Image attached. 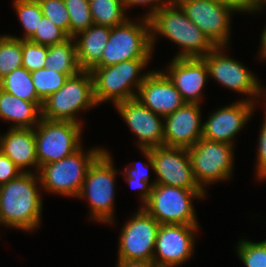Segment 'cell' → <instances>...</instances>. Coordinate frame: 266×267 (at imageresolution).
I'll list each match as a JSON object with an SVG mask.
<instances>
[{
	"instance_id": "obj_1",
	"label": "cell",
	"mask_w": 266,
	"mask_h": 267,
	"mask_svg": "<svg viewBox=\"0 0 266 267\" xmlns=\"http://www.w3.org/2000/svg\"><path fill=\"white\" fill-rule=\"evenodd\" d=\"M39 184L34 170L0 186V225L28 232L39 227L43 211Z\"/></svg>"
},
{
	"instance_id": "obj_2",
	"label": "cell",
	"mask_w": 266,
	"mask_h": 267,
	"mask_svg": "<svg viewBox=\"0 0 266 267\" xmlns=\"http://www.w3.org/2000/svg\"><path fill=\"white\" fill-rule=\"evenodd\" d=\"M148 21L152 51L158 34L180 46L174 58H203L216 47L176 3L154 12Z\"/></svg>"
},
{
	"instance_id": "obj_3",
	"label": "cell",
	"mask_w": 266,
	"mask_h": 267,
	"mask_svg": "<svg viewBox=\"0 0 266 267\" xmlns=\"http://www.w3.org/2000/svg\"><path fill=\"white\" fill-rule=\"evenodd\" d=\"M149 60L151 59H132L111 66L93 67L90 72L97 105L109 100L115 105L136 98L140 85L150 72L140 73Z\"/></svg>"
},
{
	"instance_id": "obj_4",
	"label": "cell",
	"mask_w": 266,
	"mask_h": 267,
	"mask_svg": "<svg viewBox=\"0 0 266 267\" xmlns=\"http://www.w3.org/2000/svg\"><path fill=\"white\" fill-rule=\"evenodd\" d=\"M112 154L105 149L88 167L78 198L87 199L89 218L110 225L114 223L116 168Z\"/></svg>"
},
{
	"instance_id": "obj_5",
	"label": "cell",
	"mask_w": 266,
	"mask_h": 267,
	"mask_svg": "<svg viewBox=\"0 0 266 267\" xmlns=\"http://www.w3.org/2000/svg\"><path fill=\"white\" fill-rule=\"evenodd\" d=\"M81 146L77 151L53 163L42 165L39 168L40 188L49 193L61 196L78 197L88 167L105 150L95 147L85 153Z\"/></svg>"
},
{
	"instance_id": "obj_6",
	"label": "cell",
	"mask_w": 266,
	"mask_h": 267,
	"mask_svg": "<svg viewBox=\"0 0 266 267\" xmlns=\"http://www.w3.org/2000/svg\"><path fill=\"white\" fill-rule=\"evenodd\" d=\"M97 107L94 97L93 78L90 70H81L70 76L65 84L42 103L41 115L47 120L78 121L77 114L82 110Z\"/></svg>"
},
{
	"instance_id": "obj_7",
	"label": "cell",
	"mask_w": 266,
	"mask_h": 267,
	"mask_svg": "<svg viewBox=\"0 0 266 267\" xmlns=\"http://www.w3.org/2000/svg\"><path fill=\"white\" fill-rule=\"evenodd\" d=\"M206 193L202 189L155 184L143 208L160 224L199 225L193 200L203 199Z\"/></svg>"
},
{
	"instance_id": "obj_8",
	"label": "cell",
	"mask_w": 266,
	"mask_h": 267,
	"mask_svg": "<svg viewBox=\"0 0 266 267\" xmlns=\"http://www.w3.org/2000/svg\"><path fill=\"white\" fill-rule=\"evenodd\" d=\"M141 21L128 19L111 28L101 60L94 67H106L132 59H151L150 24L147 18Z\"/></svg>"
},
{
	"instance_id": "obj_9",
	"label": "cell",
	"mask_w": 266,
	"mask_h": 267,
	"mask_svg": "<svg viewBox=\"0 0 266 267\" xmlns=\"http://www.w3.org/2000/svg\"><path fill=\"white\" fill-rule=\"evenodd\" d=\"M82 130L80 123L41 118L34 128L38 171L42 165L59 161L83 146Z\"/></svg>"
},
{
	"instance_id": "obj_10",
	"label": "cell",
	"mask_w": 266,
	"mask_h": 267,
	"mask_svg": "<svg viewBox=\"0 0 266 267\" xmlns=\"http://www.w3.org/2000/svg\"><path fill=\"white\" fill-rule=\"evenodd\" d=\"M234 145L201 138L188 149L194 178L205 191V185L232 177Z\"/></svg>"
},
{
	"instance_id": "obj_11",
	"label": "cell",
	"mask_w": 266,
	"mask_h": 267,
	"mask_svg": "<svg viewBox=\"0 0 266 267\" xmlns=\"http://www.w3.org/2000/svg\"><path fill=\"white\" fill-rule=\"evenodd\" d=\"M228 46H216L202 59L206 62L209 77L228 89L247 95L245 100L257 101L260 94L266 101V90L261 87L258 79L240 61L231 58L228 54H223ZM264 93V94H263Z\"/></svg>"
},
{
	"instance_id": "obj_12",
	"label": "cell",
	"mask_w": 266,
	"mask_h": 267,
	"mask_svg": "<svg viewBox=\"0 0 266 267\" xmlns=\"http://www.w3.org/2000/svg\"><path fill=\"white\" fill-rule=\"evenodd\" d=\"M175 3L215 46L230 45L233 8L216 0H176Z\"/></svg>"
},
{
	"instance_id": "obj_13",
	"label": "cell",
	"mask_w": 266,
	"mask_h": 267,
	"mask_svg": "<svg viewBox=\"0 0 266 267\" xmlns=\"http://www.w3.org/2000/svg\"><path fill=\"white\" fill-rule=\"evenodd\" d=\"M138 209L120 231L117 259L153 261L160 223L143 207Z\"/></svg>"
},
{
	"instance_id": "obj_14",
	"label": "cell",
	"mask_w": 266,
	"mask_h": 267,
	"mask_svg": "<svg viewBox=\"0 0 266 267\" xmlns=\"http://www.w3.org/2000/svg\"><path fill=\"white\" fill-rule=\"evenodd\" d=\"M199 225L160 224L153 262L157 267H178L194 253L195 233Z\"/></svg>"
},
{
	"instance_id": "obj_15",
	"label": "cell",
	"mask_w": 266,
	"mask_h": 267,
	"mask_svg": "<svg viewBox=\"0 0 266 267\" xmlns=\"http://www.w3.org/2000/svg\"><path fill=\"white\" fill-rule=\"evenodd\" d=\"M156 173V184L201 189L197 184L191 167L187 148L158 146L150 148Z\"/></svg>"
},
{
	"instance_id": "obj_16",
	"label": "cell",
	"mask_w": 266,
	"mask_h": 267,
	"mask_svg": "<svg viewBox=\"0 0 266 267\" xmlns=\"http://www.w3.org/2000/svg\"><path fill=\"white\" fill-rule=\"evenodd\" d=\"M114 107L132 130V133L138 137L136 144L140 149L164 145L163 117L153 113L137 98L119 102Z\"/></svg>"
},
{
	"instance_id": "obj_17",
	"label": "cell",
	"mask_w": 266,
	"mask_h": 267,
	"mask_svg": "<svg viewBox=\"0 0 266 267\" xmlns=\"http://www.w3.org/2000/svg\"><path fill=\"white\" fill-rule=\"evenodd\" d=\"M255 102L245 99L233 102L211 113L203 123L202 138L235 145L234 137L244 126L254 112Z\"/></svg>"
},
{
	"instance_id": "obj_18",
	"label": "cell",
	"mask_w": 266,
	"mask_h": 267,
	"mask_svg": "<svg viewBox=\"0 0 266 267\" xmlns=\"http://www.w3.org/2000/svg\"><path fill=\"white\" fill-rule=\"evenodd\" d=\"M200 104L185 103L164 117V146L189 149L202 138Z\"/></svg>"
},
{
	"instance_id": "obj_19",
	"label": "cell",
	"mask_w": 266,
	"mask_h": 267,
	"mask_svg": "<svg viewBox=\"0 0 266 267\" xmlns=\"http://www.w3.org/2000/svg\"><path fill=\"white\" fill-rule=\"evenodd\" d=\"M136 98L163 118L186 103L171 80L160 70L148 73L138 89Z\"/></svg>"
},
{
	"instance_id": "obj_20",
	"label": "cell",
	"mask_w": 266,
	"mask_h": 267,
	"mask_svg": "<svg viewBox=\"0 0 266 267\" xmlns=\"http://www.w3.org/2000/svg\"><path fill=\"white\" fill-rule=\"evenodd\" d=\"M164 73L186 103L201 104L204 100L202 90L209 76L202 58H173Z\"/></svg>"
},
{
	"instance_id": "obj_21",
	"label": "cell",
	"mask_w": 266,
	"mask_h": 267,
	"mask_svg": "<svg viewBox=\"0 0 266 267\" xmlns=\"http://www.w3.org/2000/svg\"><path fill=\"white\" fill-rule=\"evenodd\" d=\"M0 136V151L7 156L22 173L32 172L27 168H36L38 158L34 128H11ZM27 169V170H26Z\"/></svg>"
},
{
	"instance_id": "obj_22",
	"label": "cell",
	"mask_w": 266,
	"mask_h": 267,
	"mask_svg": "<svg viewBox=\"0 0 266 267\" xmlns=\"http://www.w3.org/2000/svg\"><path fill=\"white\" fill-rule=\"evenodd\" d=\"M111 27L92 24L74 36L77 59L82 70H91L102 58Z\"/></svg>"
},
{
	"instance_id": "obj_23",
	"label": "cell",
	"mask_w": 266,
	"mask_h": 267,
	"mask_svg": "<svg viewBox=\"0 0 266 267\" xmlns=\"http://www.w3.org/2000/svg\"><path fill=\"white\" fill-rule=\"evenodd\" d=\"M43 102H28L0 89V118L13 123L11 128H35L42 118Z\"/></svg>"
},
{
	"instance_id": "obj_24",
	"label": "cell",
	"mask_w": 266,
	"mask_h": 267,
	"mask_svg": "<svg viewBox=\"0 0 266 267\" xmlns=\"http://www.w3.org/2000/svg\"><path fill=\"white\" fill-rule=\"evenodd\" d=\"M45 67L65 73L69 77L79 73L82 69L78 63L74 38L70 37L62 43L48 46Z\"/></svg>"
},
{
	"instance_id": "obj_25",
	"label": "cell",
	"mask_w": 266,
	"mask_h": 267,
	"mask_svg": "<svg viewBox=\"0 0 266 267\" xmlns=\"http://www.w3.org/2000/svg\"><path fill=\"white\" fill-rule=\"evenodd\" d=\"M0 89L28 102H43L37 95L30 72L20 67L0 80Z\"/></svg>"
},
{
	"instance_id": "obj_26",
	"label": "cell",
	"mask_w": 266,
	"mask_h": 267,
	"mask_svg": "<svg viewBox=\"0 0 266 267\" xmlns=\"http://www.w3.org/2000/svg\"><path fill=\"white\" fill-rule=\"evenodd\" d=\"M93 24L115 27L125 23L126 17L123 0H88Z\"/></svg>"
},
{
	"instance_id": "obj_27",
	"label": "cell",
	"mask_w": 266,
	"mask_h": 267,
	"mask_svg": "<svg viewBox=\"0 0 266 267\" xmlns=\"http://www.w3.org/2000/svg\"><path fill=\"white\" fill-rule=\"evenodd\" d=\"M13 7L21 22L24 33L22 38L16 36L11 37L28 40L35 33L39 21L43 17L41 6L38 0H14Z\"/></svg>"
},
{
	"instance_id": "obj_28",
	"label": "cell",
	"mask_w": 266,
	"mask_h": 267,
	"mask_svg": "<svg viewBox=\"0 0 266 267\" xmlns=\"http://www.w3.org/2000/svg\"><path fill=\"white\" fill-rule=\"evenodd\" d=\"M22 67V39L4 35L0 39V80Z\"/></svg>"
},
{
	"instance_id": "obj_29",
	"label": "cell",
	"mask_w": 266,
	"mask_h": 267,
	"mask_svg": "<svg viewBox=\"0 0 266 267\" xmlns=\"http://www.w3.org/2000/svg\"><path fill=\"white\" fill-rule=\"evenodd\" d=\"M30 74L37 95L42 101L57 92L69 78L65 73H58L46 67L32 71Z\"/></svg>"
},
{
	"instance_id": "obj_30",
	"label": "cell",
	"mask_w": 266,
	"mask_h": 267,
	"mask_svg": "<svg viewBox=\"0 0 266 267\" xmlns=\"http://www.w3.org/2000/svg\"><path fill=\"white\" fill-rule=\"evenodd\" d=\"M69 22V37L87 30L93 24V18L88 0H64Z\"/></svg>"
},
{
	"instance_id": "obj_31",
	"label": "cell",
	"mask_w": 266,
	"mask_h": 267,
	"mask_svg": "<svg viewBox=\"0 0 266 267\" xmlns=\"http://www.w3.org/2000/svg\"><path fill=\"white\" fill-rule=\"evenodd\" d=\"M237 244L238 257L245 267H266V239L256 243L242 239Z\"/></svg>"
},
{
	"instance_id": "obj_32",
	"label": "cell",
	"mask_w": 266,
	"mask_h": 267,
	"mask_svg": "<svg viewBox=\"0 0 266 267\" xmlns=\"http://www.w3.org/2000/svg\"><path fill=\"white\" fill-rule=\"evenodd\" d=\"M69 38V35L64 30L56 26L48 17L43 15L35 33L28 40L40 45L52 46L62 43Z\"/></svg>"
},
{
	"instance_id": "obj_33",
	"label": "cell",
	"mask_w": 266,
	"mask_h": 267,
	"mask_svg": "<svg viewBox=\"0 0 266 267\" xmlns=\"http://www.w3.org/2000/svg\"><path fill=\"white\" fill-rule=\"evenodd\" d=\"M47 53L48 46L22 40V67L29 72L44 68Z\"/></svg>"
},
{
	"instance_id": "obj_34",
	"label": "cell",
	"mask_w": 266,
	"mask_h": 267,
	"mask_svg": "<svg viewBox=\"0 0 266 267\" xmlns=\"http://www.w3.org/2000/svg\"><path fill=\"white\" fill-rule=\"evenodd\" d=\"M42 14L69 35V14L64 0H38Z\"/></svg>"
},
{
	"instance_id": "obj_35",
	"label": "cell",
	"mask_w": 266,
	"mask_h": 267,
	"mask_svg": "<svg viewBox=\"0 0 266 267\" xmlns=\"http://www.w3.org/2000/svg\"><path fill=\"white\" fill-rule=\"evenodd\" d=\"M142 154L145 156V158L148 161V164H129V166H126V169L122 172L125 176L124 177H130L134 178L137 181H146L149 182V168L151 167L154 170V162L151 157L150 148L149 149H140ZM138 163V162H137ZM130 167V168H129ZM146 170V171H145Z\"/></svg>"
},
{
	"instance_id": "obj_36",
	"label": "cell",
	"mask_w": 266,
	"mask_h": 267,
	"mask_svg": "<svg viewBox=\"0 0 266 267\" xmlns=\"http://www.w3.org/2000/svg\"><path fill=\"white\" fill-rule=\"evenodd\" d=\"M266 105V102L264 103ZM266 107V106H265ZM266 110V109H264ZM266 113V111H265ZM258 139V150L256 157V177L260 181L266 180V114Z\"/></svg>"
},
{
	"instance_id": "obj_37",
	"label": "cell",
	"mask_w": 266,
	"mask_h": 267,
	"mask_svg": "<svg viewBox=\"0 0 266 267\" xmlns=\"http://www.w3.org/2000/svg\"><path fill=\"white\" fill-rule=\"evenodd\" d=\"M21 173L15 163L0 151V186L17 178Z\"/></svg>"
},
{
	"instance_id": "obj_38",
	"label": "cell",
	"mask_w": 266,
	"mask_h": 267,
	"mask_svg": "<svg viewBox=\"0 0 266 267\" xmlns=\"http://www.w3.org/2000/svg\"><path fill=\"white\" fill-rule=\"evenodd\" d=\"M176 0H123L125 9L130 8V6H145V4L150 5V9L147 14H144L145 18H149L154 12H157L159 9L174 4Z\"/></svg>"
},
{
	"instance_id": "obj_39",
	"label": "cell",
	"mask_w": 266,
	"mask_h": 267,
	"mask_svg": "<svg viewBox=\"0 0 266 267\" xmlns=\"http://www.w3.org/2000/svg\"><path fill=\"white\" fill-rule=\"evenodd\" d=\"M125 180L128 182V184L133 187V189H138V193L140 196V200L142 202L141 207H143L147 200L150 198L152 188L156 184L155 181L153 182H146V181H137L134 178L125 177Z\"/></svg>"
},
{
	"instance_id": "obj_40",
	"label": "cell",
	"mask_w": 266,
	"mask_h": 267,
	"mask_svg": "<svg viewBox=\"0 0 266 267\" xmlns=\"http://www.w3.org/2000/svg\"><path fill=\"white\" fill-rule=\"evenodd\" d=\"M221 2L233 8L236 12L255 13L258 0H221Z\"/></svg>"
},
{
	"instance_id": "obj_41",
	"label": "cell",
	"mask_w": 266,
	"mask_h": 267,
	"mask_svg": "<svg viewBox=\"0 0 266 267\" xmlns=\"http://www.w3.org/2000/svg\"><path fill=\"white\" fill-rule=\"evenodd\" d=\"M117 260V267H157L153 261Z\"/></svg>"
},
{
	"instance_id": "obj_42",
	"label": "cell",
	"mask_w": 266,
	"mask_h": 267,
	"mask_svg": "<svg viewBox=\"0 0 266 267\" xmlns=\"http://www.w3.org/2000/svg\"><path fill=\"white\" fill-rule=\"evenodd\" d=\"M261 36V38H260V43H261V47H260V53H259V59H263V61L264 60H266V27L264 28V30H263V33H262V35H260Z\"/></svg>"
},
{
	"instance_id": "obj_43",
	"label": "cell",
	"mask_w": 266,
	"mask_h": 267,
	"mask_svg": "<svg viewBox=\"0 0 266 267\" xmlns=\"http://www.w3.org/2000/svg\"><path fill=\"white\" fill-rule=\"evenodd\" d=\"M266 5V0H258L255 11L259 12Z\"/></svg>"
}]
</instances>
